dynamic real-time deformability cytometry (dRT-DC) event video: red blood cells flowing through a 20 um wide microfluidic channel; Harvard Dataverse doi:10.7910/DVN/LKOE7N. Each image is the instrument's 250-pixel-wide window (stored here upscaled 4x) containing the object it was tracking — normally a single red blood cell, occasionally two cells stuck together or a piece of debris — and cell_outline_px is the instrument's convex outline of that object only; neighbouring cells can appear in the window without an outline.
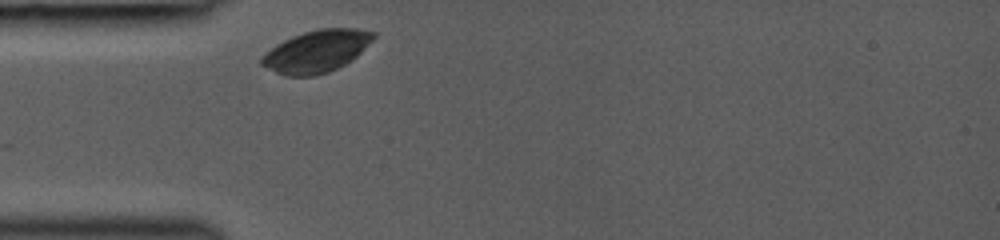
{"species": "common noctule bat (a hibernating species)", "species_latin": "Nyctalus noctula", "temperature_condition": "room temperature", "stored_images_in_passage": 28, "camera_frame_rate_fps": 3000, "um_per_image_px": 0.085, "animal": {"sex": "female", "body_mass_g": 19.0, "forearm_length_mm": 53.3}, "frame": {"image": 1, "passage_image": 1, "time_ms": 0.0, "image_size_px": [1000, 240], "cell_outline_px": [[376, 36], [356, 56], [344, 64], [328, 72], [312, 76], [284, 76], [260, 64], [260, 60], [276, 44], [292, 36], [304, 32], [320, 28], [356, 28], [376, 32]], "centroid_in_image_um": [26.91, 4.35], "position_along_channel_um": 58.1, "area_um2": 27.11}}
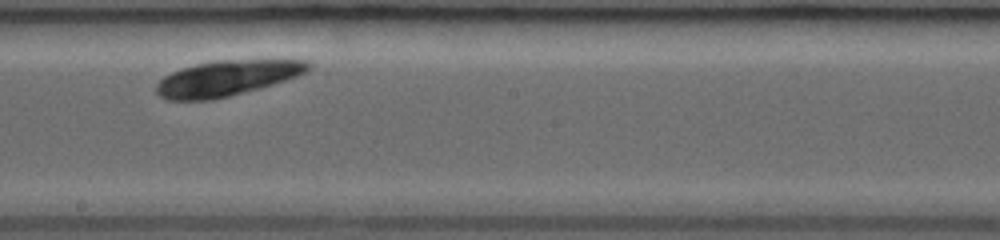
{"frame": {"image": 2, "passage_image": 17, "time_ms": 4.333, "image_size_px": [1000, 240], "cell_outline_px": [[312, 68], [296, 76], [260, 88], [212, 100], [168, 100], [160, 96], [156, 92], [156, 84], [164, 76], [180, 68], [212, 60], [308, 60], [312, 64]], "centroid_in_image_um": [19.25, 6.64], "position_along_channel_um": 228.9, "area_um2": 31.27}}
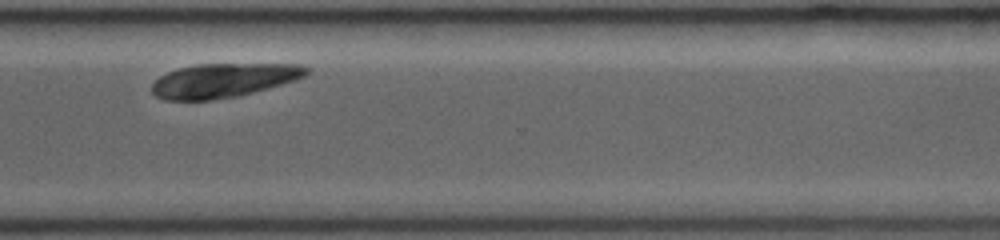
{"frame": {"image": 3, "passage_image": 27, "time_ms": 7.333, "image_size_px": [1000, 240], "cell_outline_px": [[308, 72], [304, 76], [296, 80], [252, 92], [236, 96], [212, 100], [164, 100], [156, 96], [152, 92], [152, 84], [160, 76], [168, 72], [180, 68], [196, 64], [300, 64], [308, 68]], "centroid_in_image_um": [18.97, 6.83], "position_along_channel_um": 351.6, "area_um2": 30.4}}